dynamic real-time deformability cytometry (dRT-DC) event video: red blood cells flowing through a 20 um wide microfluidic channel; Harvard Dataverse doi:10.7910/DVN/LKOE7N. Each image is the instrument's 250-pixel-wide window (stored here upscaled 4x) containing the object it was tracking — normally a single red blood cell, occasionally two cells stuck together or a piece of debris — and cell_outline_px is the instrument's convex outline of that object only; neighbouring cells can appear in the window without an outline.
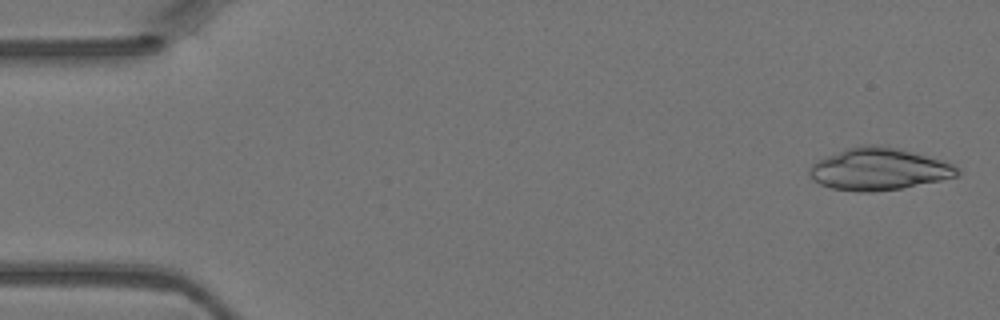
{"species": "Egyptian fruit bat (a non-hibernating species)", "species_latin": "Rousettus aegyptiacus", "temperature_condition": "warm", "stored_images_in_passage": 15, "camera_frame_rate_fps": 3000, "um_per_image_px": 0.085, "animal": {"sex": "female"}, "frame": {"image": 1, "passage_image": 1, "time_ms": 0.0, "image_size_px": [1000, 320], "cell_outline_px": [[960, 172], [956, 176], [940, 180], [900, 188], [872, 192], [860, 192], [832, 188], [820, 184], [808, 172], [812, 164], [816, 160], [848, 148], [860, 144], [876, 144], [900, 148], [944, 160], [960, 168]], "centroid_in_image_um": [74.72, 14.35], "position_along_channel_um": 10.3, "area_um2": 36.18}}